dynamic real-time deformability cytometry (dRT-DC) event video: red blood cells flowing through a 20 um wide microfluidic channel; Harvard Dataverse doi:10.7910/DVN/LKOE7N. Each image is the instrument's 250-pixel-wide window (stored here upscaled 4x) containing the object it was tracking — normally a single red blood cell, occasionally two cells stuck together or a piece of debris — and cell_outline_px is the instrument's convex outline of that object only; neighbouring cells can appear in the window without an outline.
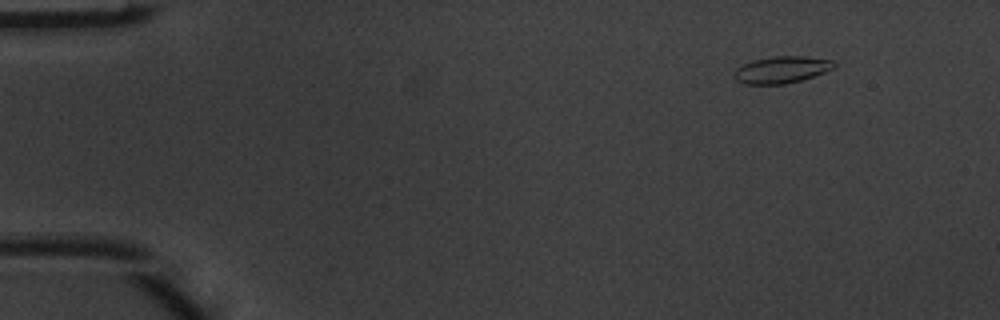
{"species": "common noctule bat (a hibernating species)", "species_latin": "Nyctalus noctula", "temperature_condition": "warm", "stored_images_in_passage": 6, "camera_frame_rate_fps": 3000, "um_per_image_px": 0.085, "animal": {"sex": "male", "body_mass_g": 20.1, "forearm_length_mm": 53.5}, "frame": {"image": 1, "passage_image": 1, "time_ms": 0.0, "image_size_px": [1000, 320], "cell_outline_px": [[836, 64], [832, 68], [824, 72], [800, 80], [784, 84], [744, 84], [736, 80], [732, 76], [732, 72], [736, 68], [752, 60], [776, 56], [804, 56], [832, 60]], "centroid_in_image_um": [66.37, 5.92], "position_along_channel_um": 18.6, "area_um2": 15.55}}
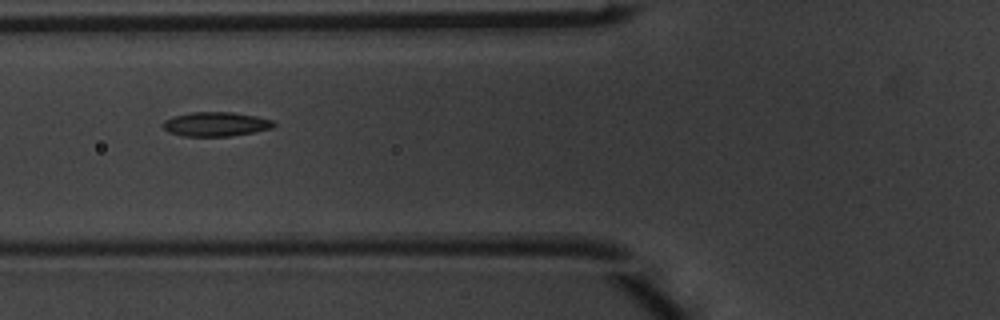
{"frame": {"image": 2, "passage_image": 5, "time_ms": 1.333, "image_size_px": [1000, 320], "cell_outline_px": [[276, 124], [272, 128], [232, 136], [184, 136], [168, 132], [160, 124], [164, 120], [172, 116], [192, 112], [232, 112], [256, 116], [272, 120]], "centroid_in_image_um": [18.3, 10.55], "position_along_channel_um": 107.5, "area_um2": 15.72}}
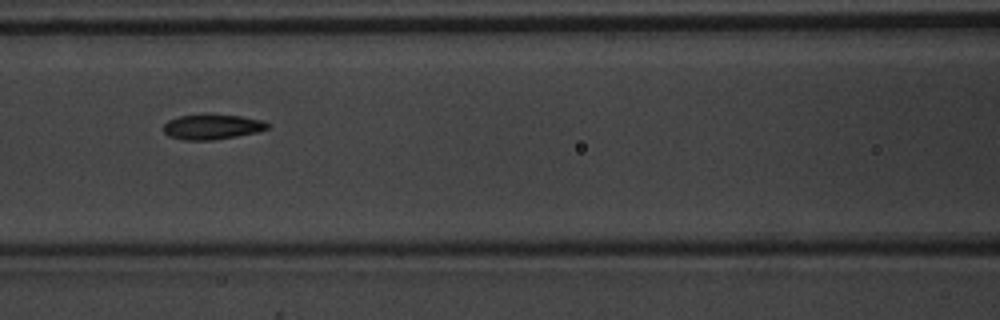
{"frame": {"image": 3, "passage_image": 6, "time_ms": 1.667, "image_size_px": [1000, 320], "cell_outline_px": [[268, 128], [256, 132], [236, 136], [212, 140], [184, 140], [168, 136], [164, 132], [164, 124], [168, 120], [180, 116], [200, 112], [208, 112], [240, 116], [264, 120], [268, 124]], "centroid_in_image_um": [18.0, 10.74], "position_along_channel_um": 148.6, "area_um2": 15.66}}